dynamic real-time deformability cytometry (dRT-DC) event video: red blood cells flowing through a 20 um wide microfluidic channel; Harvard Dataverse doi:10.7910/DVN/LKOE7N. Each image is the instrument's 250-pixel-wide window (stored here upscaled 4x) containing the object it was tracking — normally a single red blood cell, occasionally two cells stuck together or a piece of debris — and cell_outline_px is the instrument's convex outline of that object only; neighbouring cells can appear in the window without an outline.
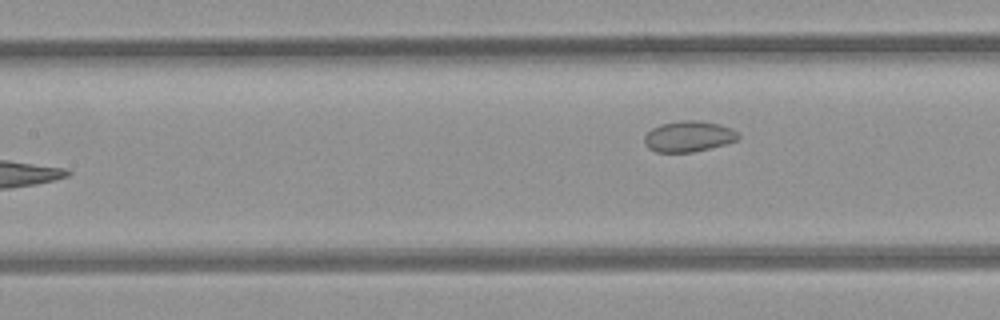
{"species": "common noctule bat (a hibernating species)", "species_latin": "Nyctalus noctula", "temperature_condition": "room temperature", "stored_images_in_passage": 6, "camera_frame_rate_fps": 3000, "um_per_image_px": 0.085, "animal": {"sex": "female", "body_mass_g": 21.9}, "frame": {"image": 1, "passage_image": 6, "time_ms": 6.667, "image_size_px": [1000, 320], "cell_outline_px": [[740, 136], [736, 140], [724, 144], [692, 152], [656, 152], [648, 148], [644, 144], [644, 136], [652, 128], [660, 124], [680, 120], [700, 120], [720, 124], [732, 128]], "centroid_in_image_um": [58.5, 11.58], "position_along_channel_um": 148.9, "area_um2": 16.88}}